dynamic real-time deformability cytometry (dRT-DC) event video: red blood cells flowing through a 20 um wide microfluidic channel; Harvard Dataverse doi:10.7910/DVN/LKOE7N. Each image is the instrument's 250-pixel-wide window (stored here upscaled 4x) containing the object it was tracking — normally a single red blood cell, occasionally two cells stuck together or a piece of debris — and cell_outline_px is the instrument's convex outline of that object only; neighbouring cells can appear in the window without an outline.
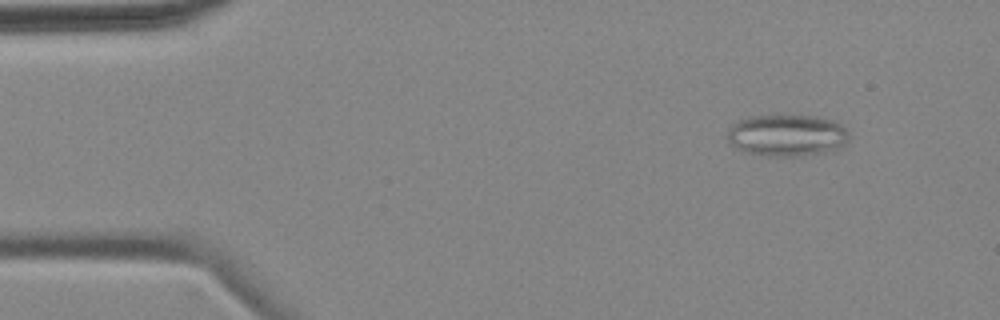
{"species": "common noctule bat (a hibernating species)", "species_latin": "Nyctalus noctula", "temperature_condition": "cold", "stored_images_in_passage": 5, "camera_frame_rate_fps": 3000, "um_per_image_px": 0.085, "animal": {"sex": "female", "body_mass_g": 18.4}, "frame": {"image": 1, "passage_image": 1, "time_ms": 0.0, "image_size_px": [1000, 320], "cell_outline_px": [[848, 140], [836, 152], [796, 156], [764, 156], [748, 152], [736, 148], [728, 144], [728, 132], [732, 124], [748, 116], [776, 112], [816, 116], [836, 120], [848, 132]], "centroid_in_image_um": [66.91, 11.46], "position_along_channel_um": 18.1, "area_um2": 30.92}}